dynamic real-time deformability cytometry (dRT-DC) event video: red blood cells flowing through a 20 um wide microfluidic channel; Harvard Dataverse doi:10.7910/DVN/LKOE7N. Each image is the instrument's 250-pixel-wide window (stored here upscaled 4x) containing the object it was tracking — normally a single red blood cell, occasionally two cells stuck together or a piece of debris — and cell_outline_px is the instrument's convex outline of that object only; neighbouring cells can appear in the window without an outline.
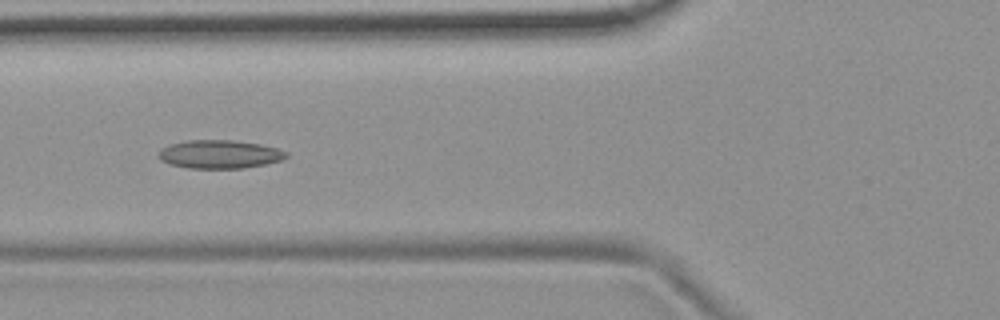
{"species": "common noctule bat (a hibernating species)", "species_latin": "Nyctalus noctula", "temperature_condition": "room temperature", "stored_images_in_passage": 40, "camera_frame_rate_fps": 3000, "um_per_image_px": 0.085, "animal": {"sex": "female", "body_mass_g": 19.9}, "frame": {"image": 1, "passage_image": 6, "time_ms": 1.667, "image_size_px": [1000, 320], "cell_outline_px": [[288, 156], [280, 160], [264, 164], [244, 168], [188, 168], [168, 164], [160, 160], [156, 156], [156, 152], [160, 148], [168, 144], [188, 140], [232, 140], [260, 144], [276, 148], [288, 152]], "centroid_in_image_um": [18.58, 13.11], "position_along_channel_um": 107.2, "area_um2": 21.33}}
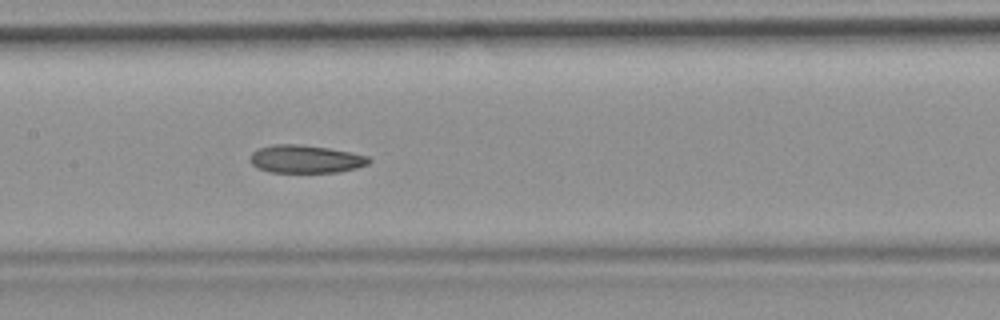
{"frame": {"image": 2, "passage_image": 12, "time_ms": 3.667, "image_size_px": [1000, 320], "cell_outline_px": [[372, 160], [368, 164], [356, 168], [336, 172], [268, 172], [256, 168], [248, 160], [248, 156], [256, 148], [272, 144], [300, 144], [328, 148], [368, 156]], "centroid_in_image_um": [25.89, 13.51], "position_along_channel_um": 181.5, "area_um2": 19.54}}
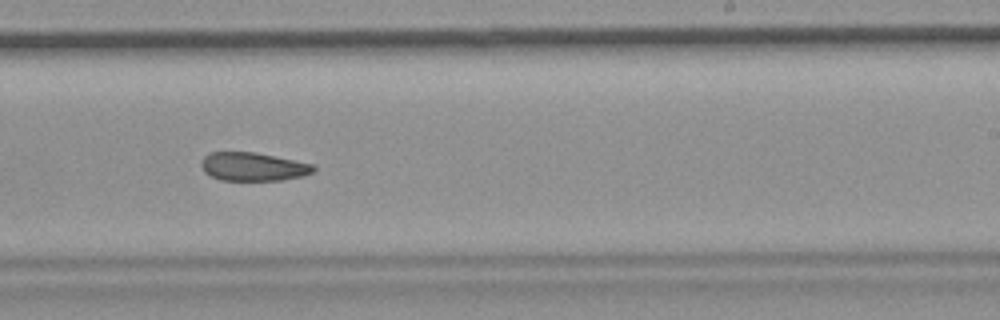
{"frame": {"image": 3, "passage_image": 19, "time_ms": 6.0, "image_size_px": [1000, 320], "cell_outline_px": [[316, 168], [312, 172], [304, 176], [284, 180], [220, 180], [204, 172], [200, 164], [200, 160], [208, 152], [256, 152], [316, 164]], "centroid_in_image_um": [21.53, 14.16], "position_along_channel_um": 267.5, "area_um2": 18.9}, "authors_computed_cell_mechanics": {"area_um2": 20.0277, "velocity_mm_per_s": 3.7189, "shape_relaxation_time_tau1_ms": null, "shape_relaxation_time_tau2_ms": 5.4653, "deformation_change_tau1": null, "deformation_change_tau2": 0.1131}}